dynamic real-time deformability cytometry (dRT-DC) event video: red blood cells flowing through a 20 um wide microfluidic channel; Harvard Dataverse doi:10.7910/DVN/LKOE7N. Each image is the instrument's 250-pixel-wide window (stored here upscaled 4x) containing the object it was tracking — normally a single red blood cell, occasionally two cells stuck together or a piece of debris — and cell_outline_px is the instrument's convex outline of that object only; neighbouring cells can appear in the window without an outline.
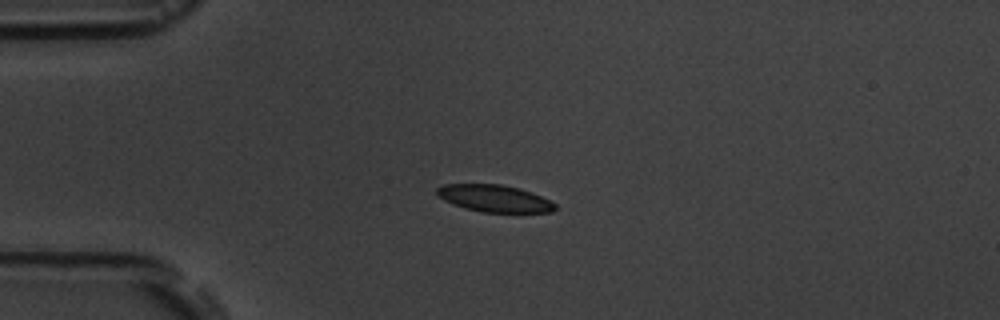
{"species": "common noctule bat (a hibernating species)", "species_latin": "Nyctalus noctula", "temperature_condition": "room temperature", "stored_images_in_passage": 4, "camera_frame_rate_fps": 3000, "um_per_image_px": 0.085, "animal": {"sex": "male", "body_mass_g": 19.5, "forearm_length_mm": 54.6}, "frame": {"image": 1, "passage_image": 3, "time_ms": 3.0, "image_size_px": [1000, 320], "cell_outline_px": [[556, 208], [552, 212], [484, 212], [464, 208], [452, 204], [444, 200], [436, 192], [436, 188], [444, 184], [500, 184], [520, 188], [532, 192], [556, 204]], "centroid_in_image_um": [42.02, 16.86], "position_along_channel_um": 43.0, "area_um2": 18.55}}